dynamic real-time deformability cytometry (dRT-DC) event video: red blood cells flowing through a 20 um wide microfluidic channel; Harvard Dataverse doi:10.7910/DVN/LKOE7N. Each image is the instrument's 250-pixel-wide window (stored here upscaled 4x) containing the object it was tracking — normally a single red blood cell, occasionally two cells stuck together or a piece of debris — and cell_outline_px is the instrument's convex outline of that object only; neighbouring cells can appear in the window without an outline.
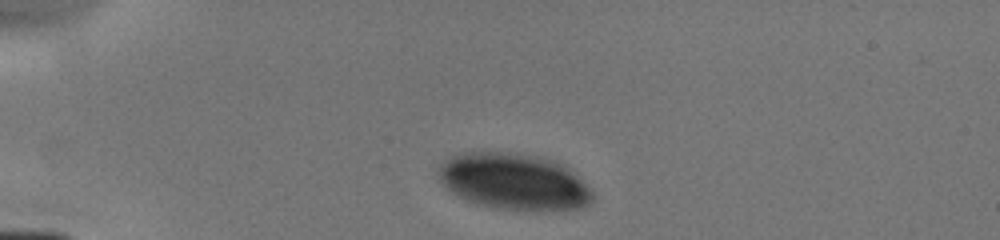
{"species": "human", "species_latin": "Homo sapiens", "temperature_condition": "cold", "stored_images_in_passage": 2, "camera_frame_rate_fps": 3000, "um_per_image_px": 0.085, "donor": {"sex": "male"}, "frame": {"image": 1, "passage_image": 1, "time_ms": 0.0, "image_size_px": [1000, 240], "cell_outline_px": [[592, 200], [588, 204], [580, 208], [536, 212], [496, 208], [476, 204], [452, 192], [440, 180], [436, 172], [440, 164], [444, 160], [452, 156], [464, 152], [496, 152], [528, 156], [552, 160], [568, 168], [592, 192]], "centroid_in_image_um": [43.64, 15.47], "position_along_channel_um": 41.4, "area_um2": 50.17}}